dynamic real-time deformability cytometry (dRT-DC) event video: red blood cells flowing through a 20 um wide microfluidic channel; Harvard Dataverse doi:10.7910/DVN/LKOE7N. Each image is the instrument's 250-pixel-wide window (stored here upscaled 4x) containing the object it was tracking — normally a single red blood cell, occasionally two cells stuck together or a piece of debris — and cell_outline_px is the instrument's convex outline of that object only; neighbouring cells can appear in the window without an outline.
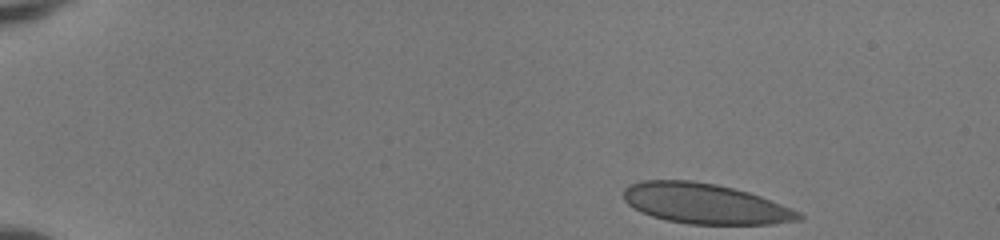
{"species": "human", "species_latin": "Homo sapiens", "temperature_condition": "room temperature", "stored_images_in_passage": 45, "camera_frame_rate_fps": 3000, "um_per_image_px": 0.085, "donor": {"sex": "female"}, "frame": {"image": 1, "passage_image": 1, "time_ms": 0.0, "image_size_px": [1000, 240], "cell_outline_px": [[804, 220], [772, 224], [688, 224], [668, 220], [652, 216], [628, 204], [624, 200], [624, 188], [628, 184], [644, 180], [692, 180], [716, 184], [748, 192], [760, 196], [792, 208], [800, 212], [804, 216]], "centroid_in_image_um": [59.97, 17.31], "position_along_channel_um": 25.0, "area_um2": 41.1}}
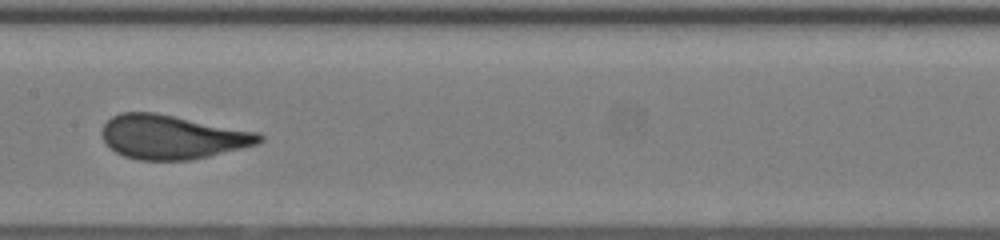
{"frame": {"image": 2, "passage_image": 22, "time_ms": 7.0, "image_size_px": [1000, 240], "cell_outline_px": [[264, 140], [256, 144], [208, 156], [188, 160], [140, 160], [124, 156], [116, 152], [104, 140], [100, 132], [104, 124], [112, 116], [120, 112], [156, 112], [260, 132], [264, 136]], "centroid_in_image_um": [14.64, 11.62], "position_along_channel_um": 192.8, "area_um2": 40.4}}
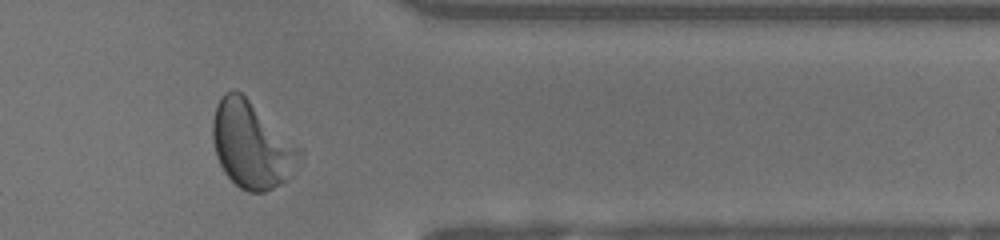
{"frame": {"image": 3, "passage_image": 37, "time_ms": 12.0, "image_size_px": [1000, 240], "cell_outline_px": [[304, 152], [284, 180], [280, 184], [264, 192], [248, 192], [240, 188], [224, 172], [216, 156], [212, 136], [212, 120], [216, 104], [224, 92], [240, 92], [300, 148]], "centroid_in_image_um": [21.34, 12.32], "position_along_channel_um": 390.1, "area_um2": 42.77}, "authors_computed_cell_mechanics": {"area_um2": 40.6334, "velocity_mm_per_s": 4.0811, "shape_relaxation_time_tau1_ms": 3.4229, "shape_relaxation_time_tau2_ms": null, "deformation_change_tau1": 0.1532, "deformation_change_tau2": null}}